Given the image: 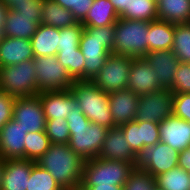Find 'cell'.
Wrapping results in <instances>:
<instances>
[{
    "instance_id": "6da1fadb",
    "label": "cell",
    "mask_w": 190,
    "mask_h": 190,
    "mask_svg": "<svg viewBox=\"0 0 190 190\" xmlns=\"http://www.w3.org/2000/svg\"><path fill=\"white\" fill-rule=\"evenodd\" d=\"M84 162L69 144H51L36 164L47 170L65 190L81 184Z\"/></svg>"
},
{
    "instance_id": "7a4b0ae2",
    "label": "cell",
    "mask_w": 190,
    "mask_h": 190,
    "mask_svg": "<svg viewBox=\"0 0 190 190\" xmlns=\"http://www.w3.org/2000/svg\"><path fill=\"white\" fill-rule=\"evenodd\" d=\"M115 44V24L84 26L79 48L84 55L83 80H92L112 53Z\"/></svg>"
},
{
    "instance_id": "3957f363",
    "label": "cell",
    "mask_w": 190,
    "mask_h": 190,
    "mask_svg": "<svg viewBox=\"0 0 190 190\" xmlns=\"http://www.w3.org/2000/svg\"><path fill=\"white\" fill-rule=\"evenodd\" d=\"M69 147L84 161L98 157L108 129L92 123L78 107L67 116Z\"/></svg>"
},
{
    "instance_id": "277c9868",
    "label": "cell",
    "mask_w": 190,
    "mask_h": 190,
    "mask_svg": "<svg viewBox=\"0 0 190 190\" xmlns=\"http://www.w3.org/2000/svg\"><path fill=\"white\" fill-rule=\"evenodd\" d=\"M70 90L77 99L78 107L90 122L107 129L113 128L108 93L99 89L90 80H74Z\"/></svg>"
},
{
    "instance_id": "5b68a950",
    "label": "cell",
    "mask_w": 190,
    "mask_h": 190,
    "mask_svg": "<svg viewBox=\"0 0 190 190\" xmlns=\"http://www.w3.org/2000/svg\"><path fill=\"white\" fill-rule=\"evenodd\" d=\"M148 22L119 18L115 24L113 54L132 58L148 54Z\"/></svg>"
},
{
    "instance_id": "8992f818",
    "label": "cell",
    "mask_w": 190,
    "mask_h": 190,
    "mask_svg": "<svg viewBox=\"0 0 190 190\" xmlns=\"http://www.w3.org/2000/svg\"><path fill=\"white\" fill-rule=\"evenodd\" d=\"M133 169L134 164L131 163L96 157L84 162L81 184L84 187L109 184L124 186Z\"/></svg>"
},
{
    "instance_id": "52a82bcc",
    "label": "cell",
    "mask_w": 190,
    "mask_h": 190,
    "mask_svg": "<svg viewBox=\"0 0 190 190\" xmlns=\"http://www.w3.org/2000/svg\"><path fill=\"white\" fill-rule=\"evenodd\" d=\"M0 90L15 98L38 94L33 59L0 68Z\"/></svg>"
},
{
    "instance_id": "ba28073f",
    "label": "cell",
    "mask_w": 190,
    "mask_h": 190,
    "mask_svg": "<svg viewBox=\"0 0 190 190\" xmlns=\"http://www.w3.org/2000/svg\"><path fill=\"white\" fill-rule=\"evenodd\" d=\"M132 61V57L110 53L91 81L106 93L127 89Z\"/></svg>"
},
{
    "instance_id": "9c48e42d",
    "label": "cell",
    "mask_w": 190,
    "mask_h": 190,
    "mask_svg": "<svg viewBox=\"0 0 190 190\" xmlns=\"http://www.w3.org/2000/svg\"><path fill=\"white\" fill-rule=\"evenodd\" d=\"M38 93L70 89L74 80L56 56L34 57Z\"/></svg>"
},
{
    "instance_id": "30bf717a",
    "label": "cell",
    "mask_w": 190,
    "mask_h": 190,
    "mask_svg": "<svg viewBox=\"0 0 190 190\" xmlns=\"http://www.w3.org/2000/svg\"><path fill=\"white\" fill-rule=\"evenodd\" d=\"M179 152L168 144L159 141L155 145L144 147L137 155L135 169H143L152 177L178 166Z\"/></svg>"
},
{
    "instance_id": "8fae6325",
    "label": "cell",
    "mask_w": 190,
    "mask_h": 190,
    "mask_svg": "<svg viewBox=\"0 0 190 190\" xmlns=\"http://www.w3.org/2000/svg\"><path fill=\"white\" fill-rule=\"evenodd\" d=\"M173 107V92L169 88L139 95L135 121L160 123L173 115Z\"/></svg>"
},
{
    "instance_id": "7c38bea8",
    "label": "cell",
    "mask_w": 190,
    "mask_h": 190,
    "mask_svg": "<svg viewBox=\"0 0 190 190\" xmlns=\"http://www.w3.org/2000/svg\"><path fill=\"white\" fill-rule=\"evenodd\" d=\"M13 119L25 132L45 131L46 117L39 96L16 98Z\"/></svg>"
},
{
    "instance_id": "4fadbf2b",
    "label": "cell",
    "mask_w": 190,
    "mask_h": 190,
    "mask_svg": "<svg viewBox=\"0 0 190 190\" xmlns=\"http://www.w3.org/2000/svg\"><path fill=\"white\" fill-rule=\"evenodd\" d=\"M37 95L42 103L46 120L67 119L68 114L78 108L77 99L70 89L42 91Z\"/></svg>"
},
{
    "instance_id": "5bb4252c",
    "label": "cell",
    "mask_w": 190,
    "mask_h": 190,
    "mask_svg": "<svg viewBox=\"0 0 190 190\" xmlns=\"http://www.w3.org/2000/svg\"><path fill=\"white\" fill-rule=\"evenodd\" d=\"M164 88L156 79L155 71L144 57L133 58L127 89L138 95L149 94Z\"/></svg>"
},
{
    "instance_id": "9a60e30c",
    "label": "cell",
    "mask_w": 190,
    "mask_h": 190,
    "mask_svg": "<svg viewBox=\"0 0 190 190\" xmlns=\"http://www.w3.org/2000/svg\"><path fill=\"white\" fill-rule=\"evenodd\" d=\"M28 132L12 118L0 129V157L25 159V137Z\"/></svg>"
},
{
    "instance_id": "2e32d148",
    "label": "cell",
    "mask_w": 190,
    "mask_h": 190,
    "mask_svg": "<svg viewBox=\"0 0 190 190\" xmlns=\"http://www.w3.org/2000/svg\"><path fill=\"white\" fill-rule=\"evenodd\" d=\"M108 98L113 127H119L135 120L138 94L130 89H123L108 93Z\"/></svg>"
},
{
    "instance_id": "e0dca14e",
    "label": "cell",
    "mask_w": 190,
    "mask_h": 190,
    "mask_svg": "<svg viewBox=\"0 0 190 190\" xmlns=\"http://www.w3.org/2000/svg\"><path fill=\"white\" fill-rule=\"evenodd\" d=\"M98 158L135 163L136 154L132 151L120 127L108 129Z\"/></svg>"
},
{
    "instance_id": "ac0fdd59",
    "label": "cell",
    "mask_w": 190,
    "mask_h": 190,
    "mask_svg": "<svg viewBox=\"0 0 190 190\" xmlns=\"http://www.w3.org/2000/svg\"><path fill=\"white\" fill-rule=\"evenodd\" d=\"M160 141L180 152L190 147V123L171 115L159 123Z\"/></svg>"
},
{
    "instance_id": "d6986e66",
    "label": "cell",
    "mask_w": 190,
    "mask_h": 190,
    "mask_svg": "<svg viewBox=\"0 0 190 190\" xmlns=\"http://www.w3.org/2000/svg\"><path fill=\"white\" fill-rule=\"evenodd\" d=\"M155 71V77L164 88H170L180 61L172 49L153 51L144 56Z\"/></svg>"
},
{
    "instance_id": "ffe728a7",
    "label": "cell",
    "mask_w": 190,
    "mask_h": 190,
    "mask_svg": "<svg viewBox=\"0 0 190 190\" xmlns=\"http://www.w3.org/2000/svg\"><path fill=\"white\" fill-rule=\"evenodd\" d=\"M35 161L8 159L4 161L1 190H26Z\"/></svg>"
},
{
    "instance_id": "44dd1931",
    "label": "cell",
    "mask_w": 190,
    "mask_h": 190,
    "mask_svg": "<svg viewBox=\"0 0 190 190\" xmlns=\"http://www.w3.org/2000/svg\"><path fill=\"white\" fill-rule=\"evenodd\" d=\"M33 58L31 41L28 39L5 37L0 42V68Z\"/></svg>"
},
{
    "instance_id": "7402d4cb",
    "label": "cell",
    "mask_w": 190,
    "mask_h": 190,
    "mask_svg": "<svg viewBox=\"0 0 190 190\" xmlns=\"http://www.w3.org/2000/svg\"><path fill=\"white\" fill-rule=\"evenodd\" d=\"M39 24L41 16L21 15L9 8L4 23L5 36L30 40Z\"/></svg>"
},
{
    "instance_id": "603a6c76",
    "label": "cell",
    "mask_w": 190,
    "mask_h": 190,
    "mask_svg": "<svg viewBox=\"0 0 190 190\" xmlns=\"http://www.w3.org/2000/svg\"><path fill=\"white\" fill-rule=\"evenodd\" d=\"M30 41L34 57L56 56L59 44V28L39 24Z\"/></svg>"
},
{
    "instance_id": "cb8c5ba5",
    "label": "cell",
    "mask_w": 190,
    "mask_h": 190,
    "mask_svg": "<svg viewBox=\"0 0 190 190\" xmlns=\"http://www.w3.org/2000/svg\"><path fill=\"white\" fill-rule=\"evenodd\" d=\"M173 39L174 23L161 20L148 22V53L172 49Z\"/></svg>"
},
{
    "instance_id": "d4e9b609",
    "label": "cell",
    "mask_w": 190,
    "mask_h": 190,
    "mask_svg": "<svg viewBox=\"0 0 190 190\" xmlns=\"http://www.w3.org/2000/svg\"><path fill=\"white\" fill-rule=\"evenodd\" d=\"M158 20L174 24L190 22V0H158Z\"/></svg>"
},
{
    "instance_id": "484cf974",
    "label": "cell",
    "mask_w": 190,
    "mask_h": 190,
    "mask_svg": "<svg viewBox=\"0 0 190 190\" xmlns=\"http://www.w3.org/2000/svg\"><path fill=\"white\" fill-rule=\"evenodd\" d=\"M118 19L119 15L110 0H94L81 24L83 26L101 27L116 24Z\"/></svg>"
},
{
    "instance_id": "4316f807",
    "label": "cell",
    "mask_w": 190,
    "mask_h": 190,
    "mask_svg": "<svg viewBox=\"0 0 190 190\" xmlns=\"http://www.w3.org/2000/svg\"><path fill=\"white\" fill-rule=\"evenodd\" d=\"M73 13L53 0H43L41 24L64 28L77 24Z\"/></svg>"
},
{
    "instance_id": "83f0119b",
    "label": "cell",
    "mask_w": 190,
    "mask_h": 190,
    "mask_svg": "<svg viewBox=\"0 0 190 190\" xmlns=\"http://www.w3.org/2000/svg\"><path fill=\"white\" fill-rule=\"evenodd\" d=\"M155 0H128V7L119 17L129 20L152 22L158 20Z\"/></svg>"
},
{
    "instance_id": "f1b7e54d",
    "label": "cell",
    "mask_w": 190,
    "mask_h": 190,
    "mask_svg": "<svg viewBox=\"0 0 190 190\" xmlns=\"http://www.w3.org/2000/svg\"><path fill=\"white\" fill-rule=\"evenodd\" d=\"M156 187L163 190H190V174L179 166L154 177Z\"/></svg>"
},
{
    "instance_id": "f546056e",
    "label": "cell",
    "mask_w": 190,
    "mask_h": 190,
    "mask_svg": "<svg viewBox=\"0 0 190 190\" xmlns=\"http://www.w3.org/2000/svg\"><path fill=\"white\" fill-rule=\"evenodd\" d=\"M56 57L73 80H83L85 58L80 48L58 50Z\"/></svg>"
},
{
    "instance_id": "4dcf8cb0",
    "label": "cell",
    "mask_w": 190,
    "mask_h": 190,
    "mask_svg": "<svg viewBox=\"0 0 190 190\" xmlns=\"http://www.w3.org/2000/svg\"><path fill=\"white\" fill-rule=\"evenodd\" d=\"M173 52L182 63H190V22L174 24Z\"/></svg>"
},
{
    "instance_id": "1f68e13d",
    "label": "cell",
    "mask_w": 190,
    "mask_h": 190,
    "mask_svg": "<svg viewBox=\"0 0 190 190\" xmlns=\"http://www.w3.org/2000/svg\"><path fill=\"white\" fill-rule=\"evenodd\" d=\"M45 131L29 132L25 137V159L37 161L50 147Z\"/></svg>"
},
{
    "instance_id": "d6a6232c",
    "label": "cell",
    "mask_w": 190,
    "mask_h": 190,
    "mask_svg": "<svg viewBox=\"0 0 190 190\" xmlns=\"http://www.w3.org/2000/svg\"><path fill=\"white\" fill-rule=\"evenodd\" d=\"M28 181L26 190H64L47 170L36 163L31 168Z\"/></svg>"
},
{
    "instance_id": "836d02e7",
    "label": "cell",
    "mask_w": 190,
    "mask_h": 190,
    "mask_svg": "<svg viewBox=\"0 0 190 190\" xmlns=\"http://www.w3.org/2000/svg\"><path fill=\"white\" fill-rule=\"evenodd\" d=\"M45 132L51 144H68L70 131L66 119L46 120Z\"/></svg>"
},
{
    "instance_id": "e575fe53",
    "label": "cell",
    "mask_w": 190,
    "mask_h": 190,
    "mask_svg": "<svg viewBox=\"0 0 190 190\" xmlns=\"http://www.w3.org/2000/svg\"><path fill=\"white\" fill-rule=\"evenodd\" d=\"M83 29L84 26L81 22H78L73 26L60 28L58 50L79 48Z\"/></svg>"
},
{
    "instance_id": "d590c367",
    "label": "cell",
    "mask_w": 190,
    "mask_h": 190,
    "mask_svg": "<svg viewBox=\"0 0 190 190\" xmlns=\"http://www.w3.org/2000/svg\"><path fill=\"white\" fill-rule=\"evenodd\" d=\"M156 187L155 178L143 169H133L129 179L124 184V190H154Z\"/></svg>"
},
{
    "instance_id": "8d00e7d4",
    "label": "cell",
    "mask_w": 190,
    "mask_h": 190,
    "mask_svg": "<svg viewBox=\"0 0 190 190\" xmlns=\"http://www.w3.org/2000/svg\"><path fill=\"white\" fill-rule=\"evenodd\" d=\"M139 125L140 151L160 141L159 123L136 121Z\"/></svg>"
},
{
    "instance_id": "74e56055",
    "label": "cell",
    "mask_w": 190,
    "mask_h": 190,
    "mask_svg": "<svg viewBox=\"0 0 190 190\" xmlns=\"http://www.w3.org/2000/svg\"><path fill=\"white\" fill-rule=\"evenodd\" d=\"M169 89L173 93H190V63L180 62Z\"/></svg>"
},
{
    "instance_id": "f35d334b",
    "label": "cell",
    "mask_w": 190,
    "mask_h": 190,
    "mask_svg": "<svg viewBox=\"0 0 190 190\" xmlns=\"http://www.w3.org/2000/svg\"><path fill=\"white\" fill-rule=\"evenodd\" d=\"M60 6L70 10L78 22H82L94 0H53Z\"/></svg>"
},
{
    "instance_id": "ab89813d",
    "label": "cell",
    "mask_w": 190,
    "mask_h": 190,
    "mask_svg": "<svg viewBox=\"0 0 190 190\" xmlns=\"http://www.w3.org/2000/svg\"><path fill=\"white\" fill-rule=\"evenodd\" d=\"M173 115L190 123V93H173Z\"/></svg>"
},
{
    "instance_id": "60d3db41",
    "label": "cell",
    "mask_w": 190,
    "mask_h": 190,
    "mask_svg": "<svg viewBox=\"0 0 190 190\" xmlns=\"http://www.w3.org/2000/svg\"><path fill=\"white\" fill-rule=\"evenodd\" d=\"M119 127L122 129L132 151L137 155L140 152V135L138 123L134 120Z\"/></svg>"
},
{
    "instance_id": "b9f144b4",
    "label": "cell",
    "mask_w": 190,
    "mask_h": 190,
    "mask_svg": "<svg viewBox=\"0 0 190 190\" xmlns=\"http://www.w3.org/2000/svg\"><path fill=\"white\" fill-rule=\"evenodd\" d=\"M43 0H22L15 2L10 9L18 11L21 15L41 16Z\"/></svg>"
},
{
    "instance_id": "7bdbcfd3",
    "label": "cell",
    "mask_w": 190,
    "mask_h": 190,
    "mask_svg": "<svg viewBox=\"0 0 190 190\" xmlns=\"http://www.w3.org/2000/svg\"><path fill=\"white\" fill-rule=\"evenodd\" d=\"M15 99V97L0 90V129L13 118Z\"/></svg>"
},
{
    "instance_id": "ee69618b",
    "label": "cell",
    "mask_w": 190,
    "mask_h": 190,
    "mask_svg": "<svg viewBox=\"0 0 190 190\" xmlns=\"http://www.w3.org/2000/svg\"><path fill=\"white\" fill-rule=\"evenodd\" d=\"M178 166L190 174V147L179 152Z\"/></svg>"
},
{
    "instance_id": "f6af8a7d",
    "label": "cell",
    "mask_w": 190,
    "mask_h": 190,
    "mask_svg": "<svg viewBox=\"0 0 190 190\" xmlns=\"http://www.w3.org/2000/svg\"><path fill=\"white\" fill-rule=\"evenodd\" d=\"M113 4L119 17L125 12L128 7V0H110Z\"/></svg>"
},
{
    "instance_id": "bcb514c9",
    "label": "cell",
    "mask_w": 190,
    "mask_h": 190,
    "mask_svg": "<svg viewBox=\"0 0 190 190\" xmlns=\"http://www.w3.org/2000/svg\"><path fill=\"white\" fill-rule=\"evenodd\" d=\"M87 190H124V186H114V185H97L91 187H85Z\"/></svg>"
},
{
    "instance_id": "7dc6e473",
    "label": "cell",
    "mask_w": 190,
    "mask_h": 190,
    "mask_svg": "<svg viewBox=\"0 0 190 190\" xmlns=\"http://www.w3.org/2000/svg\"><path fill=\"white\" fill-rule=\"evenodd\" d=\"M9 8L0 0V27H4L6 15Z\"/></svg>"
},
{
    "instance_id": "c3c4849f",
    "label": "cell",
    "mask_w": 190,
    "mask_h": 190,
    "mask_svg": "<svg viewBox=\"0 0 190 190\" xmlns=\"http://www.w3.org/2000/svg\"><path fill=\"white\" fill-rule=\"evenodd\" d=\"M4 159L0 157V190H1V182H2V175L4 171Z\"/></svg>"
},
{
    "instance_id": "681fc988",
    "label": "cell",
    "mask_w": 190,
    "mask_h": 190,
    "mask_svg": "<svg viewBox=\"0 0 190 190\" xmlns=\"http://www.w3.org/2000/svg\"><path fill=\"white\" fill-rule=\"evenodd\" d=\"M3 3L10 8L15 2H21L22 0H2Z\"/></svg>"
},
{
    "instance_id": "f907efd6",
    "label": "cell",
    "mask_w": 190,
    "mask_h": 190,
    "mask_svg": "<svg viewBox=\"0 0 190 190\" xmlns=\"http://www.w3.org/2000/svg\"><path fill=\"white\" fill-rule=\"evenodd\" d=\"M65 190H87L82 184L74 186L72 188L69 189H65Z\"/></svg>"
},
{
    "instance_id": "816d5d0a",
    "label": "cell",
    "mask_w": 190,
    "mask_h": 190,
    "mask_svg": "<svg viewBox=\"0 0 190 190\" xmlns=\"http://www.w3.org/2000/svg\"><path fill=\"white\" fill-rule=\"evenodd\" d=\"M4 27H0V42L5 38Z\"/></svg>"
},
{
    "instance_id": "f5cc1de1",
    "label": "cell",
    "mask_w": 190,
    "mask_h": 190,
    "mask_svg": "<svg viewBox=\"0 0 190 190\" xmlns=\"http://www.w3.org/2000/svg\"><path fill=\"white\" fill-rule=\"evenodd\" d=\"M154 190H163V189H160V188H158V187H155V189Z\"/></svg>"
}]
</instances>
